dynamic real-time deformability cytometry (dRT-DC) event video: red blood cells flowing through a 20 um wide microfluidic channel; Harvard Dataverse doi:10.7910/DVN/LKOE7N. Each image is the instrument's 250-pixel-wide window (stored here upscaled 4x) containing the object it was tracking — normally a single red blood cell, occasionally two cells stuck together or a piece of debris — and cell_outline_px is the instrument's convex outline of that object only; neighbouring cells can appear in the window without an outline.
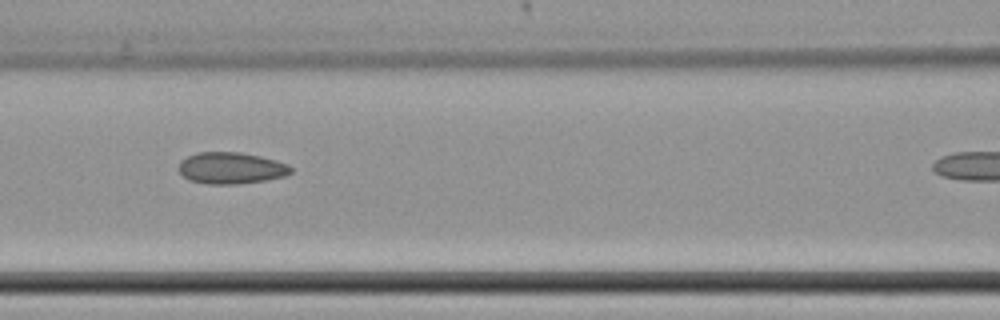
{"species": "common noctule bat (a hibernating species)", "species_latin": "Nyctalus noctula", "temperature_condition": "cold", "stored_images_in_passage": 10, "camera_frame_rate_fps": 3000, "um_per_image_px": 0.085, "animal": {"sex": "female", "body_mass_g": 22.7, "forearm_length_mm": 54.2}, "frame": {"image": 1, "passage_image": 6, "time_ms": 1.667, "image_size_px": [1000, 320], "cell_outline_px": [[292, 172], [284, 176], [264, 180], [236, 184], [208, 184], [188, 180], [176, 168], [180, 160], [196, 152], [240, 152], [260, 156], [276, 160], [288, 164], [292, 168]], "centroid_in_image_um": [19.6, 14.28], "position_along_channel_um": 147.0, "area_um2": 20.75}}